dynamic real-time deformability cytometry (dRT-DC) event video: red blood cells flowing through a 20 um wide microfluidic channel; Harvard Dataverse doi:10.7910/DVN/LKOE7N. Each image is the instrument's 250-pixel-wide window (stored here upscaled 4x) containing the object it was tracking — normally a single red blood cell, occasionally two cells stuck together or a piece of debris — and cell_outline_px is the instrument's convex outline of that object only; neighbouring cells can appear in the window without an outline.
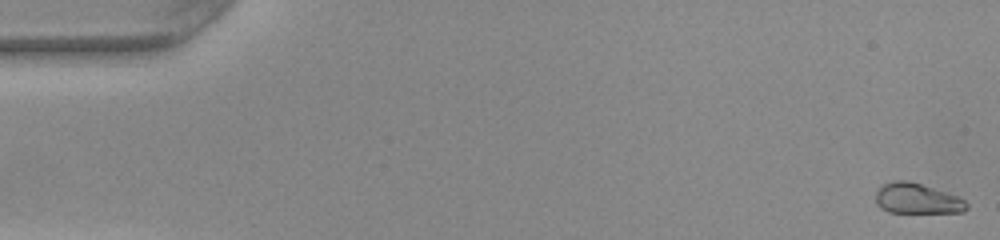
{"species": "common noctule bat (a hibernating species)", "species_latin": "Nyctalus noctula", "temperature_condition": "warm", "stored_images_in_passage": 16, "camera_frame_rate_fps": 3000, "um_per_image_px": 0.085, "animal": {"sex": "female", "body_mass_g": 22.0, "forearm_length_mm": 56.7}, "frame": {"image": 1, "passage_image": 1, "time_ms": 0.0, "image_size_px": [1000, 240], "cell_outline_px": [[968, 208], [964, 212], [888, 212], [880, 208], [876, 204], [876, 192], [880, 184], [892, 180], [908, 180], [956, 196], [964, 200], [968, 204]], "centroid_in_image_um": [77.89, 16.87], "position_along_channel_um": 7.1, "area_um2": 16.07}}